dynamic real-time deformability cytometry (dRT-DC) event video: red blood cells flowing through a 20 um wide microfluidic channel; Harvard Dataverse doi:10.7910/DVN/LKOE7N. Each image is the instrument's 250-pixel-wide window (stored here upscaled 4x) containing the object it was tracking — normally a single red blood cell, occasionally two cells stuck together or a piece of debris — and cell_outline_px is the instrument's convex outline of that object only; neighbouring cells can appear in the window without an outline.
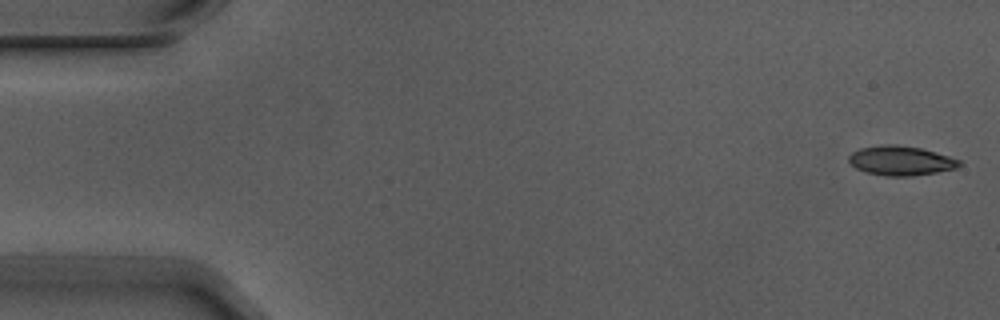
{"species": "Egyptian fruit bat (a non-hibernating species)", "species_latin": "Rousettus aegyptiacus", "temperature_condition": "warm", "stored_images_in_passage": 4, "camera_frame_rate_fps": 3000, "um_per_image_px": 0.085, "animal": {"sex": "male"}, "frame": {"image": 1, "passage_image": 1, "time_ms": 0.0, "image_size_px": [1000, 320], "cell_outline_px": [[964, 164], [956, 168], [936, 172], [912, 176], [888, 176], [864, 172], [856, 168], [848, 160], [848, 156], [852, 152], [860, 148], [880, 144], [896, 144], [920, 148], [936, 152], [960, 160]], "centroid_in_image_um": [76.56, 13.65], "position_along_channel_um": 8.4, "area_um2": 19.07}}
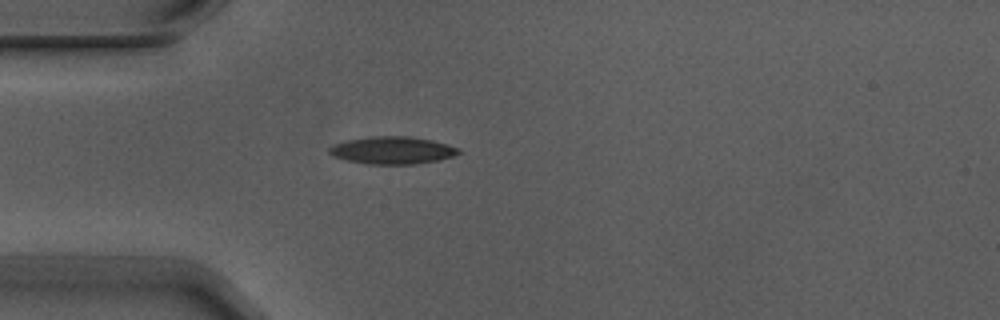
{"frame": {"image": 2, "passage_image": 4, "time_ms": 1.0, "image_size_px": [1000, 320], "cell_outline_px": [[460, 152], [452, 156], [440, 160], [416, 164], [368, 164], [344, 160], [332, 156], [328, 152], [328, 148], [344, 140], [372, 136], [408, 136], [432, 140], [448, 144], [460, 148]], "centroid_in_image_um": [33.34, 12.77], "position_along_channel_um": 51.7, "area_um2": 20.87}}